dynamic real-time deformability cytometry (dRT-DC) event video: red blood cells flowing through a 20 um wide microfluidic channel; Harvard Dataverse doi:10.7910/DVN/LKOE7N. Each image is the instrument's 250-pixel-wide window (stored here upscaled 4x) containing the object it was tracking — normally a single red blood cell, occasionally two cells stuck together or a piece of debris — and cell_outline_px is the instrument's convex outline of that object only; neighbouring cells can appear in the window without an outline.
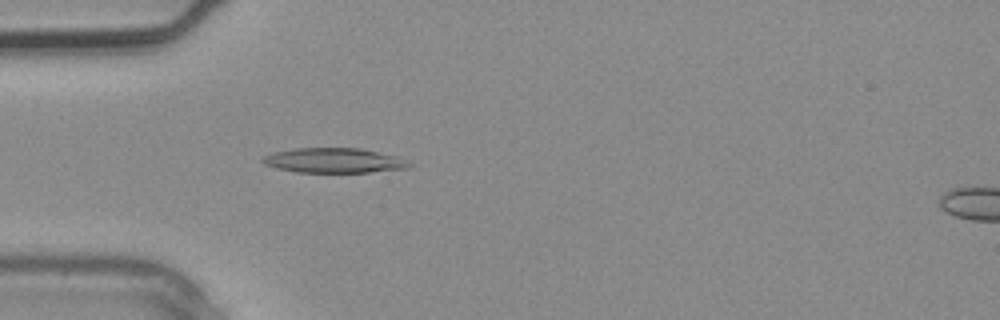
{"species": "common noctule bat (a hibernating species)", "species_latin": "Nyctalus noctula", "temperature_condition": "warm", "stored_images_in_passage": 4, "camera_frame_rate_fps": 3000, "um_per_image_px": 0.085, "animal": {"sex": "male", "body_mass_g": 20.4}, "frame": {"image": 1, "passage_image": 3, "time_ms": 0.667, "image_size_px": [1000, 320], "cell_outline_px": [[412, 164], [408, 168], [368, 172], [296, 172], [276, 168], [264, 164], [260, 160], [264, 156], [272, 152], [292, 148], [360, 148], [396, 156]], "centroid_in_image_um": [28.32, 13.63], "position_along_channel_um": 56.7, "area_um2": 21.15}}